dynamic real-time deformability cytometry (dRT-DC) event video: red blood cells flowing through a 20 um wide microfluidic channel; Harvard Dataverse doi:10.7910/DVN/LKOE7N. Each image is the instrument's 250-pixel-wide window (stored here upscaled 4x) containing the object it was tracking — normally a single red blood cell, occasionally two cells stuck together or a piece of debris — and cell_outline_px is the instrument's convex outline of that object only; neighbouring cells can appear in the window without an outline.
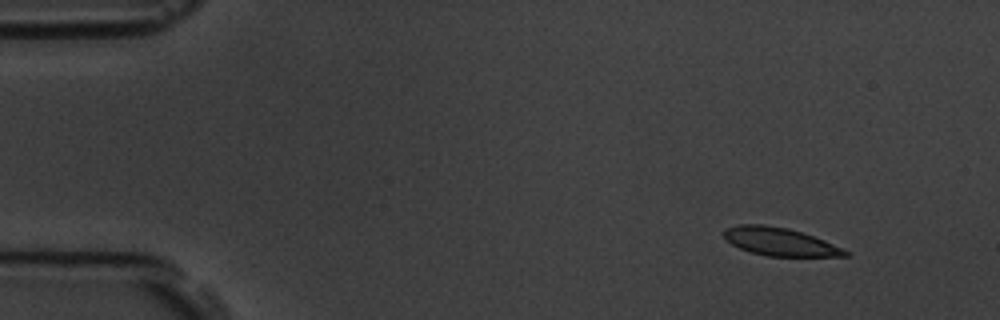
{"species": "common noctule bat (a hibernating species)", "species_latin": "Nyctalus noctula", "temperature_condition": "room temperature", "stored_images_in_passage": 5, "segment_of_instrument_passage": [1, 2], "camera_frame_rate_fps": 3000, "um_per_image_px": 0.085, "animal": {"sex": "male", "body_mass_g": 19.5, "forearm_length_mm": 54.6}, "frame": {"image": 1, "passage_image": 1, "time_ms": 0.0, "image_size_px": [1000, 320], "cell_outline_px": [[852, 256], [768, 256], [752, 252], [740, 248], [732, 244], [720, 232], [724, 228], [740, 224], [764, 224], [788, 228], [824, 240], [844, 248], [852, 252]], "centroid_in_image_um": [66.31, 20.54], "position_along_channel_um": 18.7, "area_um2": 19.88}}